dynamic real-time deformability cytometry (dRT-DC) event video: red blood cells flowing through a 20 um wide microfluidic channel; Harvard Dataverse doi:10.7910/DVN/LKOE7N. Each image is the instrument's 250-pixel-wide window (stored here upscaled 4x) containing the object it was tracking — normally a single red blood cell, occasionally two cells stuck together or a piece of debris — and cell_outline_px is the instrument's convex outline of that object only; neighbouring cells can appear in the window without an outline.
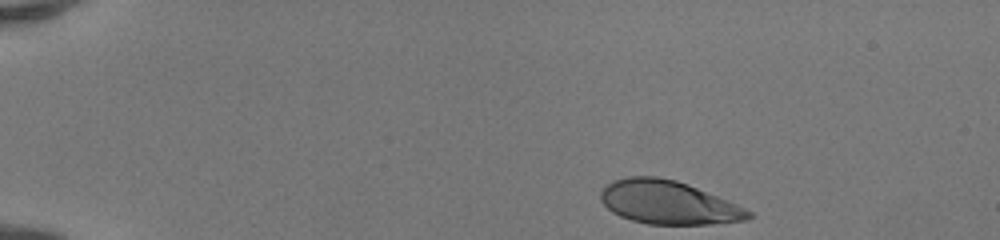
{"species": "human", "species_latin": "Homo sapiens", "temperature_condition": "room temperature", "stored_images_in_passage": 38, "camera_frame_rate_fps": 3000, "um_per_image_px": 0.085, "donor": {"sex": "female"}, "frame": {"image": 1, "passage_image": 1, "time_ms": 0.0, "image_size_px": [1000, 240], "cell_outline_px": [[752, 216], [748, 220], [708, 224], [648, 224], [632, 220], [620, 216], [612, 212], [600, 200], [600, 192], [612, 180], [628, 176], [656, 176], [676, 180], [688, 184], [736, 204], [752, 212]], "centroid_in_image_um": [56.78, 17.2], "position_along_channel_um": 28.2, "area_um2": 37.22}}
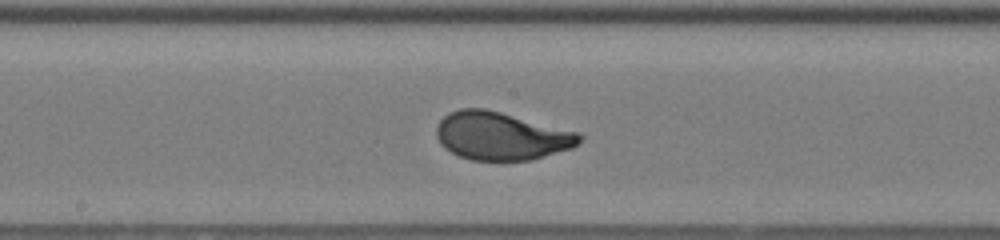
{"frame": {"image": 2, "passage_image": 21, "time_ms": 6.667, "image_size_px": [1000, 240], "cell_outline_px": [[584, 136], [572, 148], [532, 160], [472, 160], [460, 156], [444, 148], [440, 144], [436, 136], [436, 128], [440, 120], [448, 112], [460, 108], [484, 108], [500, 112], [576, 132]], "centroid_in_image_um": [42.55, 11.56], "position_along_channel_um": 205.6, "area_um2": 39.71}}
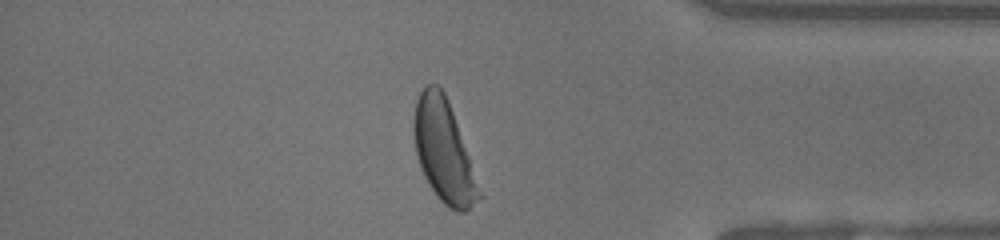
{"frame": {"image": 3, "passage_image": 36, "time_ms": 11.667, "image_size_px": [1000, 240], "cell_outline_px": [[484, 196], [464, 212], [456, 212], [448, 208], [436, 196], [428, 184], [424, 176], [416, 152], [412, 132], [412, 128], [416, 100], [424, 84], [436, 84], [444, 92], [448, 100]], "centroid_in_image_um": [37.71, 12.87], "position_along_channel_um": 397.5, "area_um2": 38.9}, "authors_computed_cell_mechanics": {"area_um2": 38.9861, "velocity_mm_per_s": 4.1687, "shape_relaxation_time_tau1_ms": 2.6413, "shape_relaxation_time_tau2_ms": null, "deformation_change_tau1": 0.1753, "deformation_change_tau2": null}}